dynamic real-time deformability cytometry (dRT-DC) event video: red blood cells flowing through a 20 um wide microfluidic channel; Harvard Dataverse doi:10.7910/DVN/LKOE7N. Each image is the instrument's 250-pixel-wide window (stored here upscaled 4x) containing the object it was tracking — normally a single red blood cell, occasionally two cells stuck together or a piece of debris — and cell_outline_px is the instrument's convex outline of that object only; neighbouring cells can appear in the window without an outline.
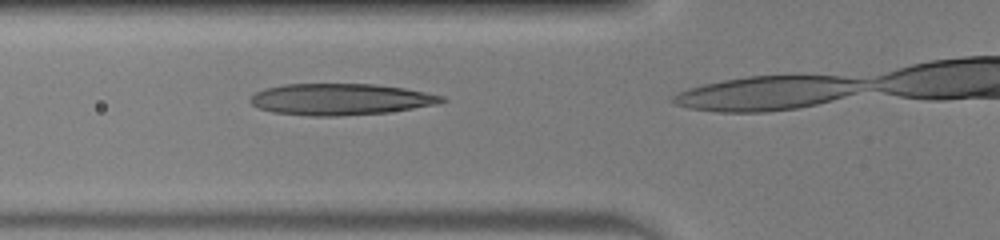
{"species": "human", "species_latin": "Homo sapiens", "temperature_condition": "warm", "stored_images_in_passage": 14, "camera_frame_rate_fps": 3000, "um_per_image_px": 0.085, "donor": {"sex": "male"}, "frame": {"image": 1, "passage_image": 11, "time_ms": 3.333, "image_size_px": [1000, 240], "cell_outline_px": [[448, 100], [436, 104], [388, 112], [340, 116], [308, 116], [272, 112], [260, 108], [252, 104], [248, 100], [256, 92], [264, 88], [284, 84], [372, 84], [404, 88], [444, 96]], "centroid_in_image_um": [28.91, 8.44], "position_along_channel_um": 96.9, "area_um2": 35.03}}